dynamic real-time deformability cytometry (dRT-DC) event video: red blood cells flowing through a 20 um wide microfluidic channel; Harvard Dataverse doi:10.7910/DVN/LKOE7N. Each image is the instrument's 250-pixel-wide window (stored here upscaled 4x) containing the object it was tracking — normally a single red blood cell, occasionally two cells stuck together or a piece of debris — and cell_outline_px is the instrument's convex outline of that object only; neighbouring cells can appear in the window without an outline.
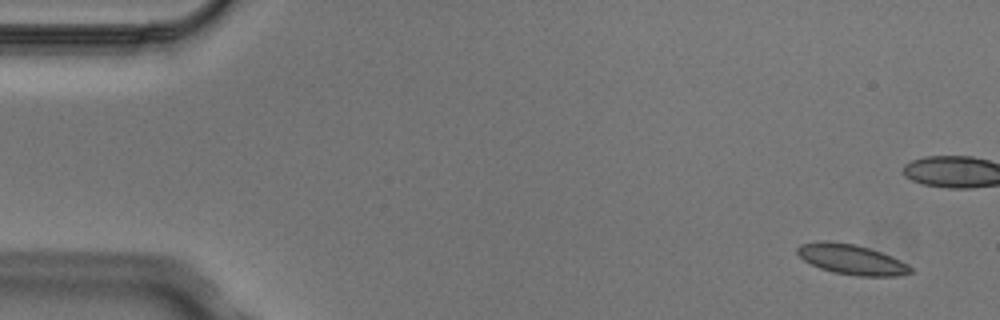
{"species": "Egyptian fruit bat (a non-hibernating species)", "species_latin": "Rousettus aegyptiacus", "temperature_condition": "cold", "stored_images_in_passage": 5, "camera_frame_rate_fps": 3000, "um_per_image_px": 0.085, "animal": {"sex": "male"}, "frame": {"image": 1, "passage_image": 1, "time_ms": 0.0, "image_size_px": [1000, 320], "cell_outline_px": [[912, 272], [900, 276], [856, 276], [832, 272], [820, 268], [804, 260], [796, 252], [796, 248], [800, 244], [824, 240], [828, 240], [856, 244], [892, 256], [908, 264], [912, 268]], "centroid_in_image_um": [72.38, 22.05], "position_along_channel_um": 12.6, "area_um2": 20.0}}